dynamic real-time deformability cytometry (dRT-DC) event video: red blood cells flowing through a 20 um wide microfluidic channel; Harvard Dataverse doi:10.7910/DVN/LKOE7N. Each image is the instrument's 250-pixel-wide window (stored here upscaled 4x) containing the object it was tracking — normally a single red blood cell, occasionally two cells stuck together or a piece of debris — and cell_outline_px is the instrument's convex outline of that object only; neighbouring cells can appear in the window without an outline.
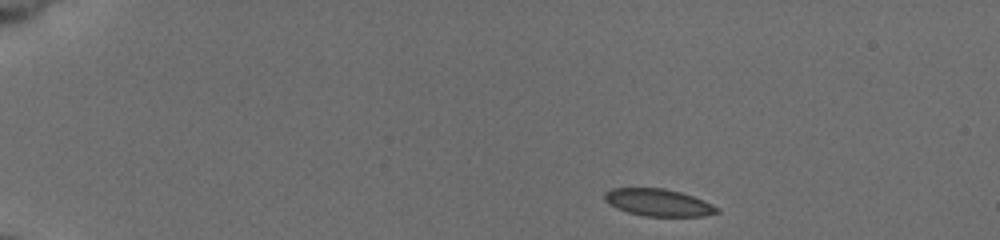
{"species": "common noctule bat (a hibernating species)", "species_latin": "Nyctalus noctula", "temperature_condition": "cold", "stored_images_in_passage": 45, "camera_frame_rate_fps": 3000, "um_per_image_px": 0.085, "animal": {"sex": "female", "body_mass_g": 19.5, "forearm_length_mm": 54.1}, "frame": {"image": 1, "passage_image": 1, "time_ms": 0.0, "image_size_px": [1000, 240], "cell_outline_px": [[720, 212], [704, 216], [644, 216], [628, 212], [616, 208], [608, 204], [604, 200], [604, 192], [612, 188], [664, 188], [680, 192], [692, 196], [712, 204], [720, 208]], "centroid_in_image_um": [55.94, 17.21], "position_along_channel_um": 29.1, "area_um2": 17.86}}
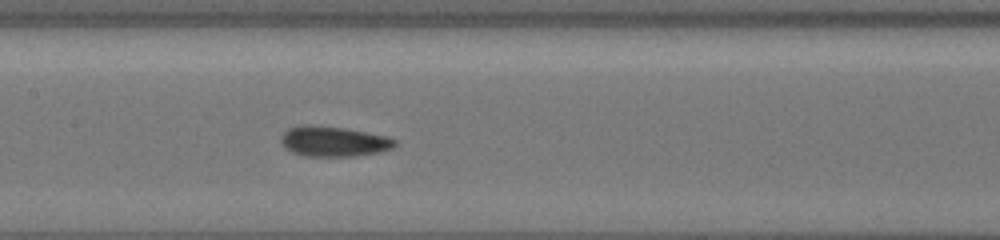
{"frame": {"image": 2, "passage_image": 20, "time_ms": 6.333, "image_size_px": [1000, 240], "cell_outline_px": [[396, 144], [392, 148], [380, 152], [356, 156], [304, 156], [292, 152], [284, 148], [280, 140], [280, 136], [288, 128], [344, 128], [388, 136], [396, 140]], "centroid_in_image_um": [28.41, 12.07], "position_along_channel_um": 179.0, "area_um2": 19.36}}
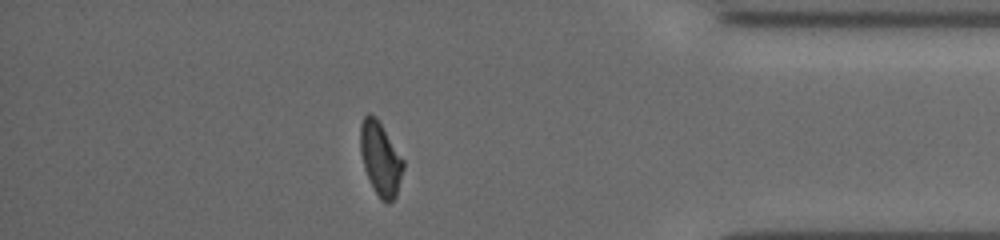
{"frame": {"image": 3, "passage_image": 39, "time_ms": 12.667, "image_size_px": [1000, 240], "cell_outline_px": [[404, 168], [396, 196], [388, 204], [384, 204], [380, 200], [364, 168], [360, 152], [360, 124], [364, 116], [368, 112], [376, 116], [404, 160]], "centroid_in_image_um": [32.34, 13.48], "position_along_channel_um": 402.9, "area_um2": 18.44}, "authors_computed_cell_mechanics": {"area_um2": 18.9006, "velocity_mm_per_s": 3.9181, "shape_relaxation_time_tau1_ms": 3.773, "shape_relaxation_time_tau2_ms": 2.1991, "deformation_change_tau1": 0.1239, "deformation_change_tau2": 0.0815}}